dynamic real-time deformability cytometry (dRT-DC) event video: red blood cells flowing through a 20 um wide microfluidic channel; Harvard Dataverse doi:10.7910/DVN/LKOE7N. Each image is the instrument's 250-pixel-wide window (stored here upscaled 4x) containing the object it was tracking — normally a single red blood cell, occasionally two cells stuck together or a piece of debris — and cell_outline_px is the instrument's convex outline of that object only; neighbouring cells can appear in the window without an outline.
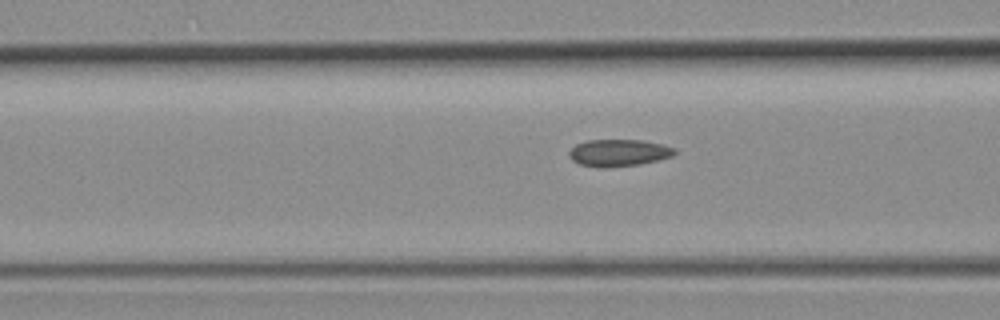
{"species": "common noctule bat (a hibernating species)", "species_latin": "Nyctalus noctula", "temperature_condition": "room temperature", "stored_images_in_passage": 16, "camera_frame_rate_fps": 3000, "um_per_image_px": 0.085, "animal": {"sex": "female", "body_mass_g": 19.3, "forearm_length_mm": 54.1}, "frame": {"image": 1, "passage_image": 14, "time_ms": 4.333, "image_size_px": [1000, 320], "cell_outline_px": [[676, 152], [672, 156], [640, 164], [604, 168], [600, 168], [580, 164], [572, 160], [568, 156], [568, 152], [576, 144], [588, 140], [644, 140], [664, 144], [676, 148]], "centroid_in_image_um": [52.59, 12.98], "position_along_channel_um": 114.0, "area_um2": 16.7}}